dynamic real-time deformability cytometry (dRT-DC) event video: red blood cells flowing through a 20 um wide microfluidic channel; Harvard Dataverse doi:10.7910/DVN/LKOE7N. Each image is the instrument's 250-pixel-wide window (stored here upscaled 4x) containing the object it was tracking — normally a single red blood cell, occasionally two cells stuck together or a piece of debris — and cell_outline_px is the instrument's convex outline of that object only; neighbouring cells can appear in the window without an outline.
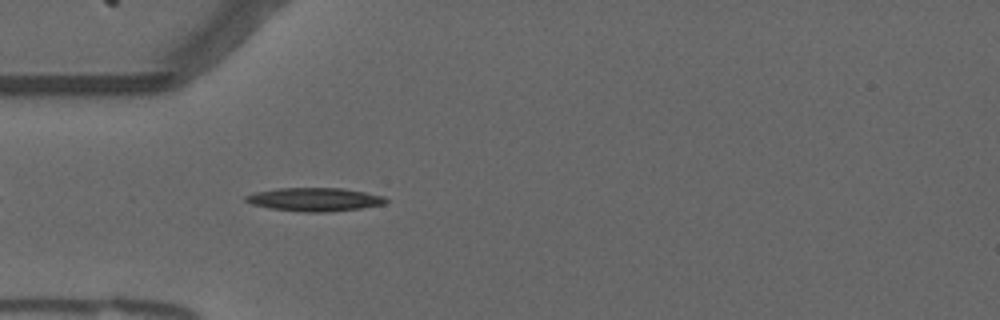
{"species": "common noctule bat (a hibernating species)", "species_latin": "Nyctalus noctula", "temperature_condition": "warm", "stored_images_in_passage": 42, "camera_frame_rate_fps": 3000, "um_per_image_px": 0.085, "animal": {"sex": "male", "forearm_length_mm": 52.5}, "frame": {"image": 1, "passage_image": 4, "time_ms": 1.0, "image_size_px": [1000, 320], "cell_outline_px": [[388, 200], [384, 204], [360, 208], [328, 212], [300, 212], [268, 208], [252, 204], [244, 200], [244, 196], [256, 192], [276, 188], [340, 188], [364, 192], [384, 196]], "centroid_in_image_um": [26.71, 16.95], "position_along_channel_um": 58.3, "area_um2": 19.13}}
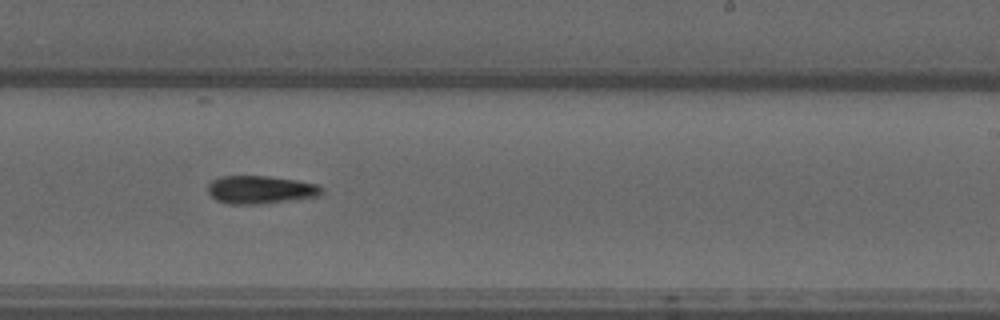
{"frame": {"image": 2, "passage_image": 21, "time_ms": 6.667, "image_size_px": [1000, 320], "cell_outline_px": [[324, 188], [320, 196], [260, 204], [228, 204], [216, 200], [208, 192], [208, 184], [212, 180], [220, 176], [268, 176], [296, 180], [316, 184]], "centroid_in_image_um": [22.13, 16.12], "position_along_channel_um": 266.9, "area_um2": 18.61}}
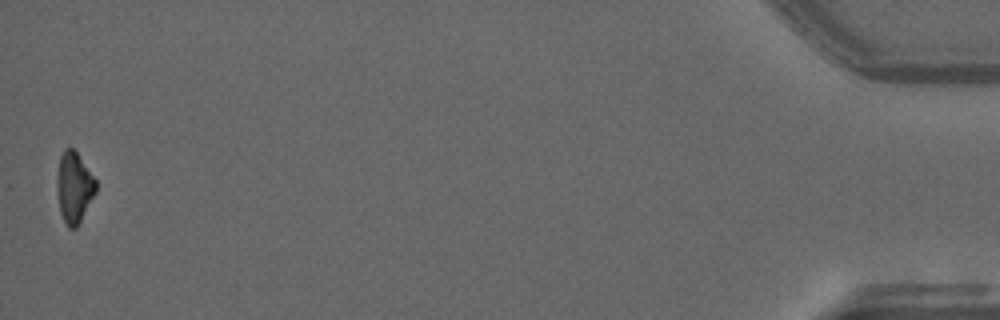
{"frame": {"image": 3, "passage_image": 42, "time_ms": 13.667, "image_size_px": [1000, 320], "cell_outline_px": [[96, 192], [80, 224], [76, 228], [68, 228], [60, 212], [56, 184], [56, 180], [60, 156], [64, 148], [72, 148], [76, 152], [96, 180]], "centroid_in_image_um": [6.3, 15.96], "position_along_channel_um": 428.9, "area_um2": 16.07}, "authors_computed_cell_mechanics": {"area_um2": 17.7157, "velocity_mm_per_s": 3.7397, "shape_relaxation_time_tau1_ms": 4.1537, "shape_relaxation_time_tau2_ms": null, "deformation_change_tau1": 0.1697, "deformation_change_tau2": null}}